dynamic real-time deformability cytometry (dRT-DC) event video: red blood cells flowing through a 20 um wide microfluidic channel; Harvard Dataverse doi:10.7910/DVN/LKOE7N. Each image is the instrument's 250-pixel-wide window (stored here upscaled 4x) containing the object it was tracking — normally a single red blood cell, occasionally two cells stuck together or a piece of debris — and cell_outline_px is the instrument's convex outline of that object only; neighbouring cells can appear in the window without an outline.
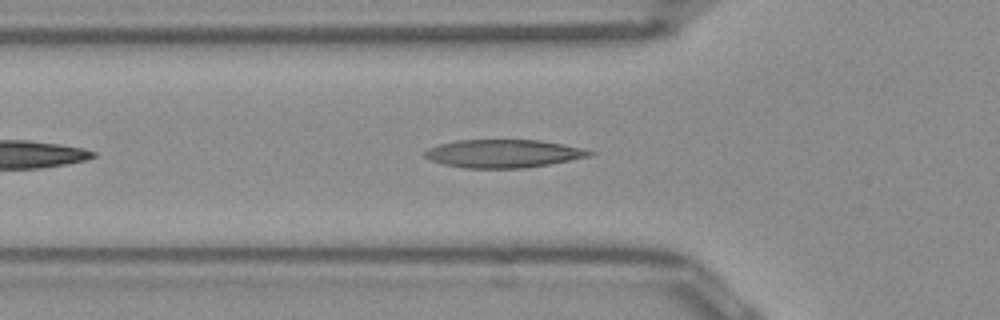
{"species": "Egyptian fruit bat (a non-hibernating species)", "species_latin": "Rousettus aegyptiacus", "temperature_condition": "room temperature", "stored_images_in_passage": 25, "camera_frame_rate_fps": 3000, "um_per_image_px": 0.085, "frame": {"image": 1, "passage_image": 6, "time_ms": 1.667, "image_size_px": [1000, 320], "cell_outline_px": [[596, 152], [592, 156], [548, 164], [524, 168], [464, 168], [444, 164], [432, 160], [424, 156], [424, 152], [428, 148], [440, 144], [456, 140], [540, 140], [580, 148]], "centroid_in_image_um": [42.78, 13.05], "position_along_channel_um": 83.0, "area_um2": 26.76}}
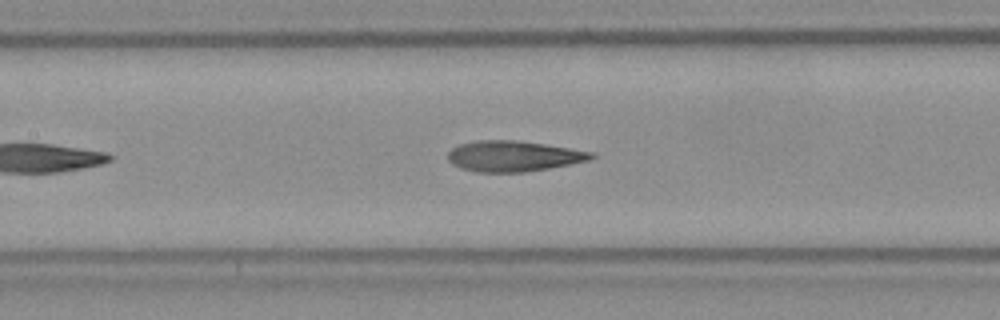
{"frame": {"image": 2, "passage_image": 12, "time_ms": 3.667, "image_size_px": [1000, 320], "cell_outline_px": [[596, 156], [588, 160], [548, 168], [524, 172], [476, 172], [460, 168], [452, 164], [448, 160], [448, 152], [452, 148], [460, 144], [480, 140], [516, 140], [544, 144], [592, 152]], "centroid_in_image_um": [43.59, 13.27], "position_along_channel_um": 163.8, "area_um2": 25.37}}
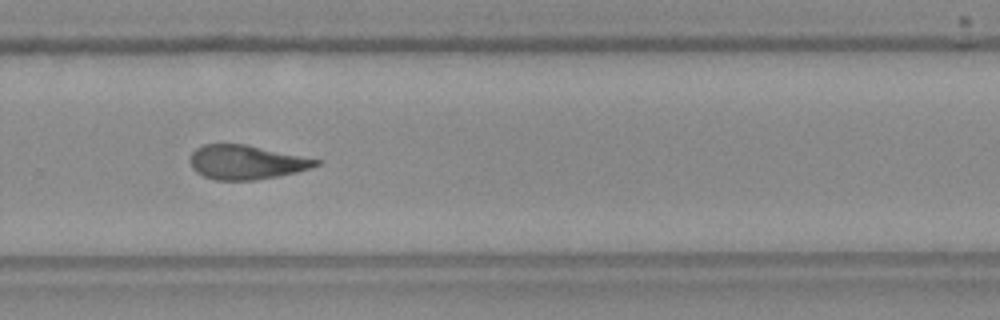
{"frame": {"image": 3, "passage_image": 23, "time_ms": 7.333, "image_size_px": [1000, 320], "cell_outline_px": [[320, 164], [312, 168], [296, 172], [276, 176], [252, 180], [216, 180], [204, 176], [196, 172], [192, 168], [192, 152], [196, 148], [204, 144], [244, 144], [320, 160]], "centroid_in_image_um": [20.92, 13.79], "position_along_channel_um": 308.9, "area_um2": 24.62}}